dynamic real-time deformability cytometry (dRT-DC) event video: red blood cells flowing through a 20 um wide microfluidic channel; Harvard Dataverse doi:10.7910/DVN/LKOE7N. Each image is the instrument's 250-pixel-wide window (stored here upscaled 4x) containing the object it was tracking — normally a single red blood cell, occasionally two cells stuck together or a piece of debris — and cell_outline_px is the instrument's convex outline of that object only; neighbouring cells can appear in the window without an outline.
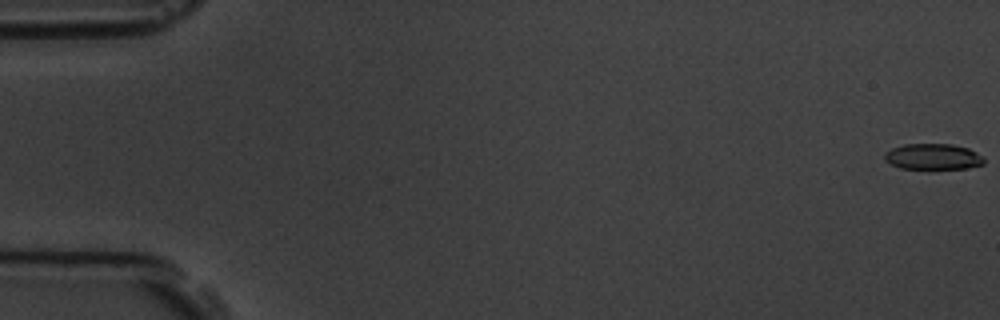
{"species": "common noctule bat (a hibernating species)", "species_latin": "Nyctalus noctula", "temperature_condition": "room temperature", "stored_images_in_passage": 57, "camera_frame_rate_fps": 3000, "um_per_image_px": 0.085, "animal": {"sex": "male", "body_mass_g": 19.5, "forearm_length_mm": 54.6}, "frame": {"image": 1, "passage_image": 1, "time_ms": 0.0, "image_size_px": [1000, 320], "cell_outline_px": [[984, 164], [968, 168], [900, 168], [884, 160], [884, 152], [892, 148], [904, 144], [952, 144], [968, 148], [984, 156]], "centroid_in_image_um": [79.31, 13.3], "position_along_channel_um": 5.7, "area_um2": 14.97}}
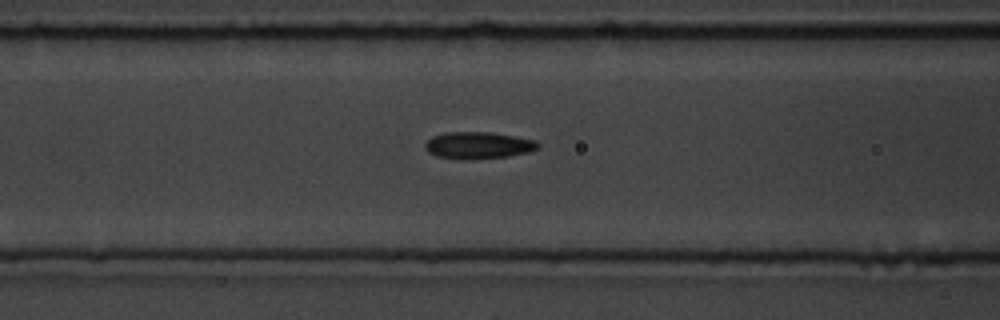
{"frame": {"image": 2, "passage_image": 24, "time_ms": 7.667, "image_size_px": [1000, 320], "cell_outline_px": [[540, 148], [528, 152], [508, 156], [436, 156], [428, 152], [424, 148], [424, 144], [432, 136], [444, 132], [488, 132], [536, 140], [540, 144]], "centroid_in_image_um": [40.67, 12.29], "position_along_channel_um": 125.9, "area_um2": 16.7}}
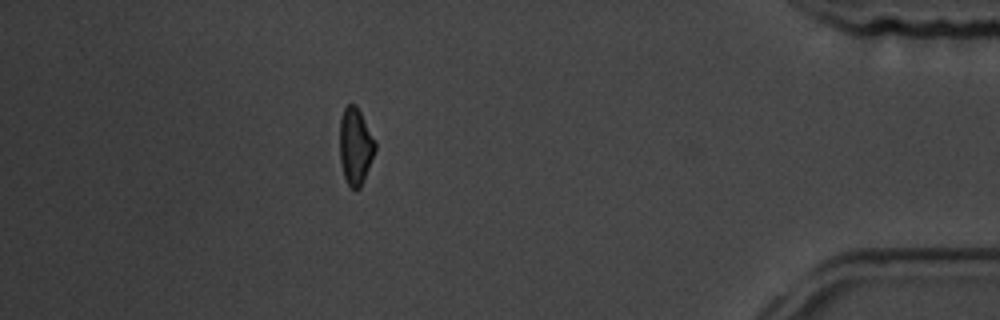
{"frame": {"image": 3, "passage_image": 51, "time_ms": 16.667, "image_size_px": [1000, 320], "cell_outline_px": [[376, 148], [364, 180], [360, 188], [356, 192], [348, 184], [344, 176], [340, 164], [340, 120], [344, 108], [348, 104], [356, 104], [376, 144]], "centroid_in_image_um": [30.19, 12.46], "position_along_channel_um": 405.0, "area_um2": 15.72}, "authors_computed_cell_mechanics": {"area_um2": 16.7042, "velocity_mm_per_s": 3.633, "shape_relaxation_time_tau1_ms": 4.5063, "shape_relaxation_time_tau2_ms": 2.2298, "deformation_change_tau1": 0.1344, "deformation_change_tau2": 0.0872}}